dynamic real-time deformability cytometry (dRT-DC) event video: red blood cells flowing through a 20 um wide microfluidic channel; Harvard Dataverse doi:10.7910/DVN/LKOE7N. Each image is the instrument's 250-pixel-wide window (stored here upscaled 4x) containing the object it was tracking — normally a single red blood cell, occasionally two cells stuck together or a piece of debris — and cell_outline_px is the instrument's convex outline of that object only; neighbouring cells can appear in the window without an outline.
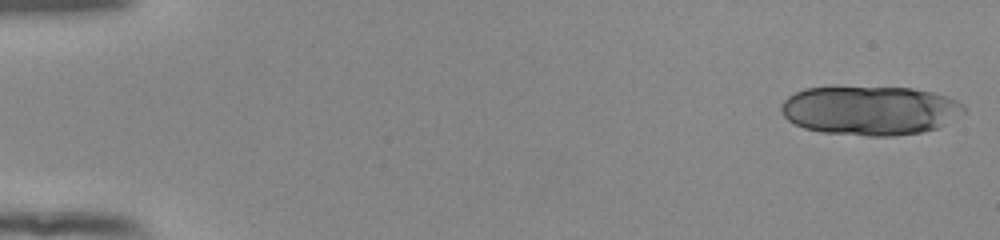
{"species": "human", "species_latin": "Homo sapiens", "temperature_condition": "room temperature", "stored_images_in_passage": 18, "camera_frame_rate_fps": 3000, "um_per_image_px": 0.085, "donor": {"sex": "female"}, "frame": {"image": 1, "passage_image": 1, "time_ms": 0.0, "image_size_px": [1000, 240], "cell_outline_px": [[968, 108], [964, 112], [944, 124], [936, 128], [924, 132], [892, 136], [868, 136], [820, 132], [804, 128], [788, 120], [780, 112], [780, 108], [784, 100], [788, 96], [804, 88], [832, 84], [836, 84], [912, 88], [936, 92], [948, 96], [964, 104]], "centroid_in_image_um": [73.92, 9.34], "position_along_channel_um": 11.1, "area_um2": 53.99}}